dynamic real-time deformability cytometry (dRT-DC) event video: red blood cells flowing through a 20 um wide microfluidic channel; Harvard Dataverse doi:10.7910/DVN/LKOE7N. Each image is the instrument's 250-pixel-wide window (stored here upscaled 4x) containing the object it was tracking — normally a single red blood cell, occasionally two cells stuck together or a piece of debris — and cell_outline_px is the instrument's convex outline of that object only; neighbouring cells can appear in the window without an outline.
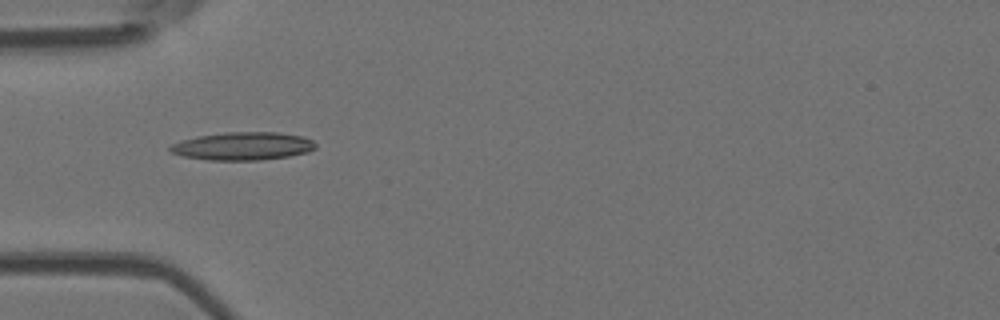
{"species": "Egyptian fruit bat (a non-hibernating species)", "species_latin": "Rousettus aegyptiacus", "temperature_condition": "room temperature", "stored_images_in_passage": 4, "camera_frame_rate_fps": 3000, "um_per_image_px": 0.085, "animal": {"sex": "female"}, "frame": {"image": 1, "passage_image": 1, "time_ms": 0.0, "image_size_px": [1000, 320], "cell_outline_px": [[316, 148], [308, 152], [288, 156], [260, 160], [208, 160], [180, 156], [172, 152], [168, 148], [172, 144], [180, 140], [196, 136], [224, 132], [276, 132], [304, 136], [312, 140], [316, 144]], "centroid_in_image_um": [20.62, 12.41], "position_along_channel_um": 64.4, "area_um2": 23.93}}